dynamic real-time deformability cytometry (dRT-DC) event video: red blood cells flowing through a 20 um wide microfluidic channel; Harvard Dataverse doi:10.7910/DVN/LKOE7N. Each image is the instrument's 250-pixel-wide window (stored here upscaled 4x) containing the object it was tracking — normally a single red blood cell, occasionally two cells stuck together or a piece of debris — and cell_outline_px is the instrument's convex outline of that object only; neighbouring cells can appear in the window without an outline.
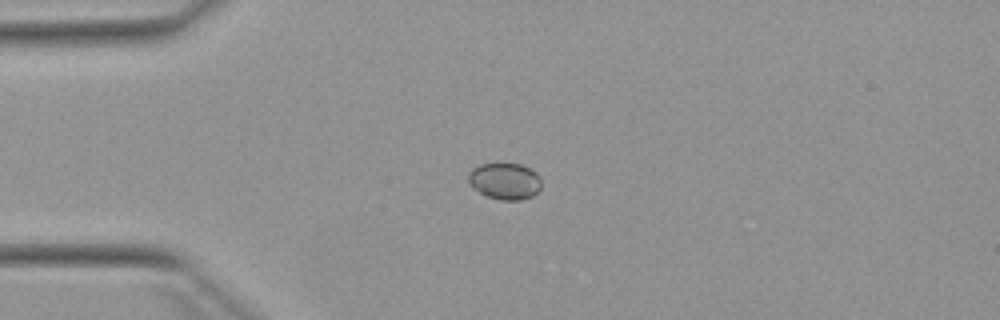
{"species": "Egyptian fruit bat (a non-hibernating species)", "species_latin": "Rousettus aegyptiacus", "temperature_condition": "warm", "stored_images_in_passage": 40, "camera_frame_rate_fps": 3000, "um_per_image_px": 0.085, "animal": {"sex": "female"}, "frame": {"image": 1, "passage_image": 1, "time_ms": 0.0, "image_size_px": [1000, 320], "cell_outline_px": [[540, 188], [532, 196], [520, 200], [500, 200], [488, 196], [472, 188], [468, 180], [468, 172], [472, 168], [480, 164], [520, 164], [536, 172], [540, 176]], "centroid_in_image_um": [42.89, 15.39], "position_along_channel_um": 42.1, "area_um2": 15.49}}
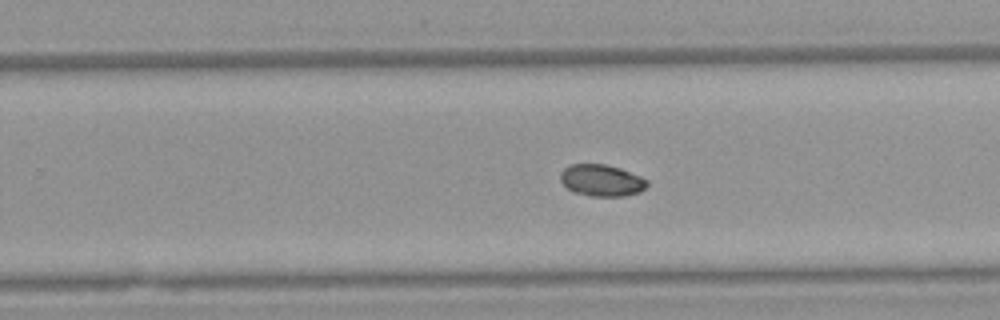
{"frame": {"image": 2, "passage_image": 21, "time_ms": 6.667, "image_size_px": [1000, 320], "cell_outline_px": [[648, 184], [640, 192], [624, 196], [592, 196], [572, 192], [560, 180], [560, 172], [568, 164], [604, 164], [620, 168], [640, 176], [648, 180]], "centroid_in_image_um": [51.12, 15.33], "position_along_channel_um": 278.7, "area_um2": 16.07}}
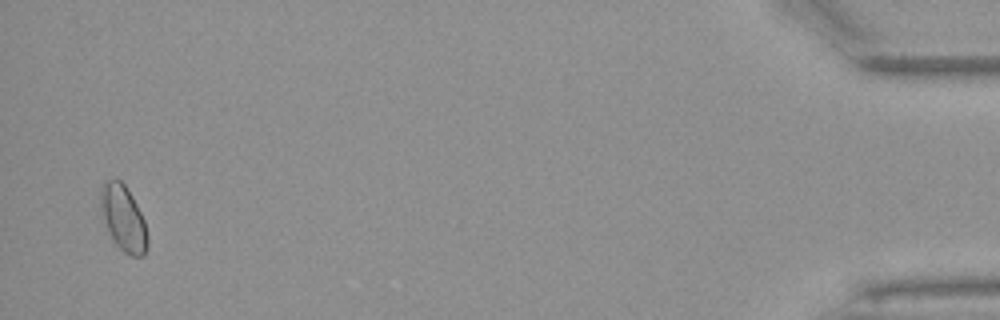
{"frame": {"image": 3, "passage_image": 39, "time_ms": 12.667, "image_size_px": [1000, 320], "cell_outline_px": [[148, 244], [144, 256], [132, 256], [124, 252], [116, 244], [100, 212], [100, 188], [108, 180], [120, 180], [124, 184], [132, 196], [144, 220], [148, 236]], "centroid_in_image_um": [10.49, 18.56], "position_along_channel_um": 424.7, "area_um2": 17.69}, "authors_computed_cell_mechanics": {"area_um2": 16.1262, "velocity_mm_per_s": 3.9001, "shape_relaxation_time_tau1_ms": 10.449, "shape_relaxation_time_tau2_ms": null, "deformation_change_tau1": 0.1268, "deformation_change_tau2": null}}